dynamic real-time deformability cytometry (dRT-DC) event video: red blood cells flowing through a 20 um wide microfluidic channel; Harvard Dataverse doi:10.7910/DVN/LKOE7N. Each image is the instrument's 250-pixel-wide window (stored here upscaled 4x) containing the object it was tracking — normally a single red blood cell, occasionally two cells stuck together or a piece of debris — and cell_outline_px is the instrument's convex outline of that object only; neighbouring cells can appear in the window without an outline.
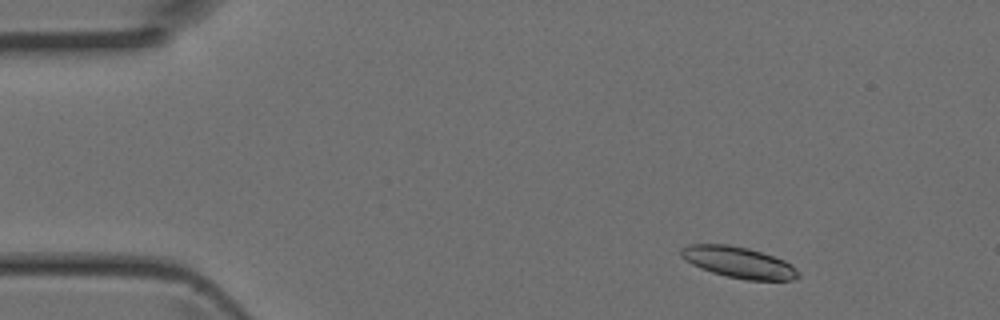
{"species": "Egyptian fruit bat (a non-hibernating species)", "species_latin": "Rousettus aegyptiacus", "temperature_condition": "room temperature", "stored_images_in_passage": 3, "camera_frame_rate_fps": 3000, "um_per_image_px": 0.085, "animal": {"sex": "female"}, "frame": {"image": 1, "passage_image": 1, "time_ms": 0.0, "image_size_px": [1000, 320], "cell_outline_px": [[800, 276], [796, 280], [748, 280], [728, 276], [712, 272], [700, 268], [684, 260], [680, 256], [680, 248], [688, 244], [728, 244], [748, 248], [784, 260], [792, 264], [800, 272]], "centroid_in_image_um": [62.78, 22.3], "position_along_channel_um": 22.2, "area_um2": 21.39}}
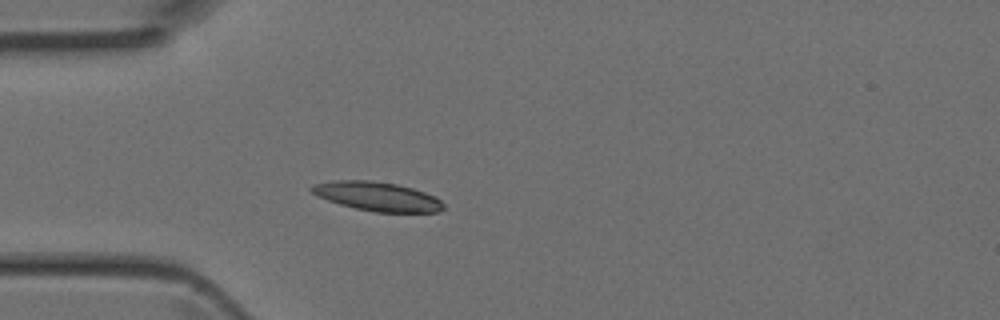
{"frame": {"image": 2, "passage_image": 3, "time_ms": 0.667, "image_size_px": [1000, 320], "cell_outline_px": [[444, 208], [440, 212], [376, 212], [356, 208], [340, 204], [316, 196], [308, 188], [312, 184], [332, 180], [372, 180], [396, 184], [412, 188], [436, 196], [444, 204]], "centroid_in_image_um": [32.05, 16.68], "position_along_channel_um": 52.9, "area_um2": 22.43}}